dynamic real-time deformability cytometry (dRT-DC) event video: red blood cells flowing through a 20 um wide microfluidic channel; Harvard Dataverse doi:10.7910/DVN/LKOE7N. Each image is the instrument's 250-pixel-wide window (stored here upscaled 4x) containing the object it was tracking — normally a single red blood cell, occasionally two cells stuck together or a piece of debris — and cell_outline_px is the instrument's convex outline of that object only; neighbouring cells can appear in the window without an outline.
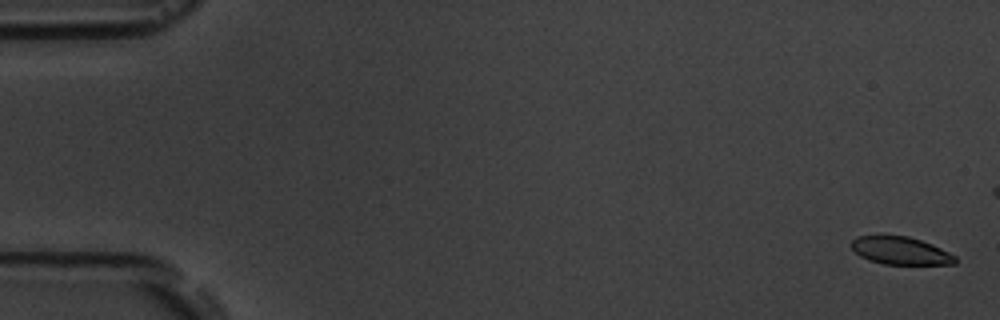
{"species": "common noctule bat (a hibernating species)", "species_latin": "Nyctalus noctula", "temperature_condition": "room temperature", "stored_images_in_passage": 6, "camera_frame_rate_fps": 3000, "um_per_image_px": 0.085, "animal": {"sex": "male", "body_mass_g": 19.5, "forearm_length_mm": 54.6}, "frame": {"image": 1, "passage_image": 1, "time_ms": 0.0, "image_size_px": [1000, 320], "cell_outline_px": [[956, 264], [884, 264], [868, 260], [860, 256], [848, 244], [856, 236], [880, 232], [908, 236], [932, 244], [956, 256]], "centroid_in_image_um": [76.45, 21.25], "position_along_channel_um": 8.6, "area_um2": 17.46}}